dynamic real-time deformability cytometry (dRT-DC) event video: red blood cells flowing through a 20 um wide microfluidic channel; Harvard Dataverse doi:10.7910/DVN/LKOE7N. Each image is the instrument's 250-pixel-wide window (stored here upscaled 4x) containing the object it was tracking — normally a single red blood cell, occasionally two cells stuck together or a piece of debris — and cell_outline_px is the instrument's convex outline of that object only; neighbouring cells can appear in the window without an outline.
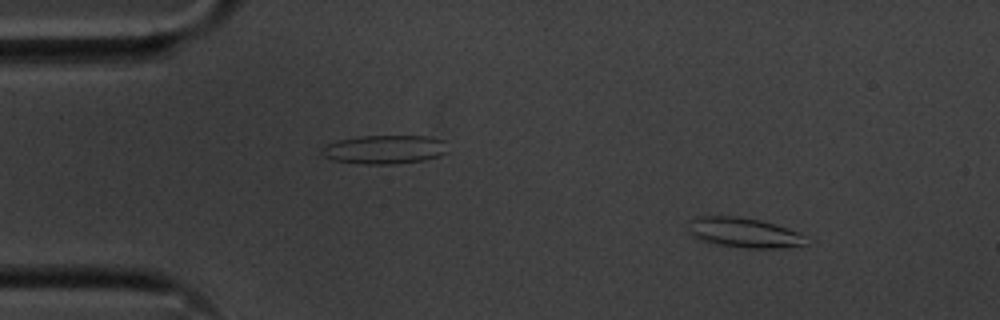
{"species": "common noctule bat (a hibernating species)", "species_latin": "Nyctalus noctula", "temperature_condition": "cold", "stored_images_in_passage": 54, "camera_frame_rate_fps": 3000, "um_per_image_px": 0.085, "animal": {"sex": "male", "body_mass_g": 20.1, "forearm_length_mm": 53.5}, "frame": {"image": 1, "passage_image": 6, "time_ms": 1.667, "image_size_px": [1000, 320], "cell_outline_px": [[808, 244], [776, 248], [748, 248], [720, 244], [704, 240], [696, 236], [692, 232], [692, 220], [696, 216], [736, 216], [760, 220], [796, 232], [804, 236]], "centroid_in_image_um": [63.29, 19.77], "position_along_channel_um": 21.7, "area_um2": 19.54}}
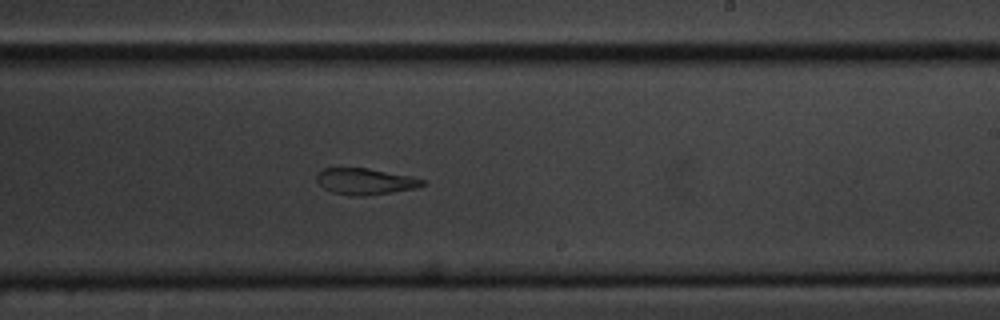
{"frame": {"image": 2, "passage_image": 32, "time_ms": 10.333, "image_size_px": [1000, 320], "cell_outline_px": [[428, 184], [416, 188], [368, 196], [348, 196], [332, 192], [324, 188], [316, 180], [316, 176], [324, 168], [368, 168], [412, 176], [428, 180]], "centroid_in_image_um": [31.11, 15.43], "position_along_channel_um": 257.9, "area_um2": 16.47}}
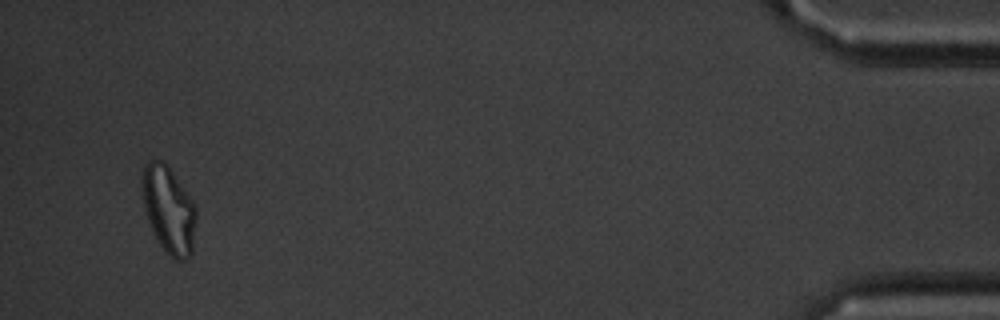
{"frame": {"image": 3, "passage_image": 52, "time_ms": 17.0, "image_size_px": [1000, 320], "cell_outline_px": [[196, 220], [192, 252], [184, 260], [176, 260], [164, 252], [156, 240], [148, 224], [144, 212], [140, 184], [140, 176], [144, 164], [148, 160], [160, 160], [168, 164], [192, 200], [196, 208]], "centroid_in_image_um": [14.29, 17.8], "position_along_channel_um": 420.9, "area_um2": 28.21}, "authors_computed_cell_mechanics": {"area_um2": 19.0451, "velocity_mm_per_s": 3.5982, "shape_relaxation_time_tau1_ms": null, "shape_relaxation_time_tau2_ms": 4.295, "deformation_change_tau1": null, "deformation_change_tau2": 0.1382}}